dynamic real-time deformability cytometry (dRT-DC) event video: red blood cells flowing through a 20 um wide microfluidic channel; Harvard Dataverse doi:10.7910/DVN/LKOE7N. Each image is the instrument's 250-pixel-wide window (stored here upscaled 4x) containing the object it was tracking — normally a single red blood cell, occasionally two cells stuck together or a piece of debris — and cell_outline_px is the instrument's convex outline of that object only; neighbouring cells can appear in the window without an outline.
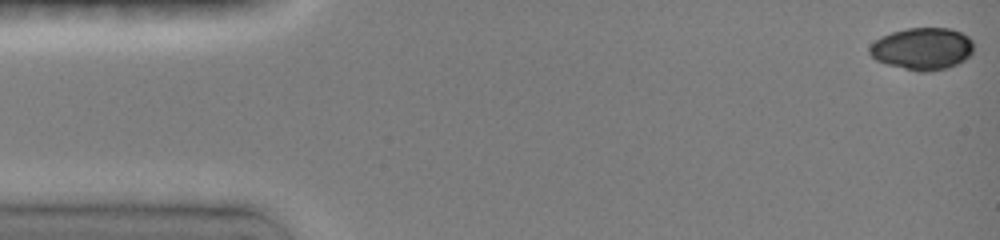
{"species": "common noctule bat (a hibernating species)", "species_latin": "Nyctalus noctula", "temperature_condition": "room temperature", "stored_images_in_passage": 48, "camera_frame_rate_fps": 3000, "um_per_image_px": 0.085, "animal": {"sex": "female", "body_mass_g": 19.0, "forearm_length_mm": 51.5}, "frame": {"image": 1, "passage_image": 1, "time_ms": 0.0, "image_size_px": [1000, 240], "cell_outline_px": [[972, 52], [964, 60], [948, 68], [924, 72], [920, 72], [888, 64], [876, 60], [868, 52], [868, 48], [880, 36], [892, 32], [908, 28], [948, 28], [960, 32], [968, 36], [972, 40]], "centroid_in_image_um": [78.39, 4.13], "position_along_channel_um": 6.6, "area_um2": 25.37}}
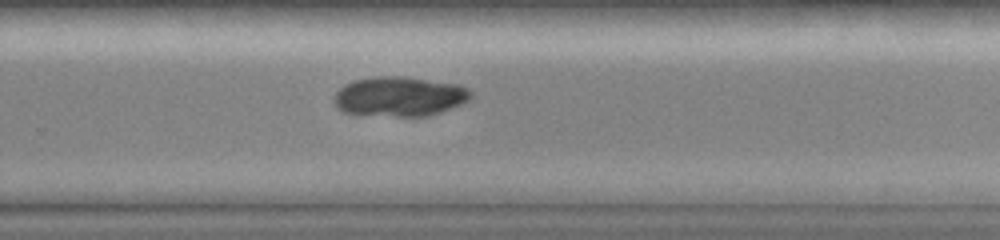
{"frame": {"image": 2, "passage_image": 32, "time_ms": 10.333, "image_size_px": [1000, 240], "cell_outline_px": [[472, 96], [468, 100], [460, 104], [440, 112], [428, 116], [396, 116], [344, 112], [336, 108], [336, 92], [344, 84], [356, 80], [372, 76], [400, 76], [456, 84], [468, 88], [472, 92]], "centroid_in_image_um": [33.97, 8.19], "position_along_channel_um": 295.8, "area_um2": 31.21}}
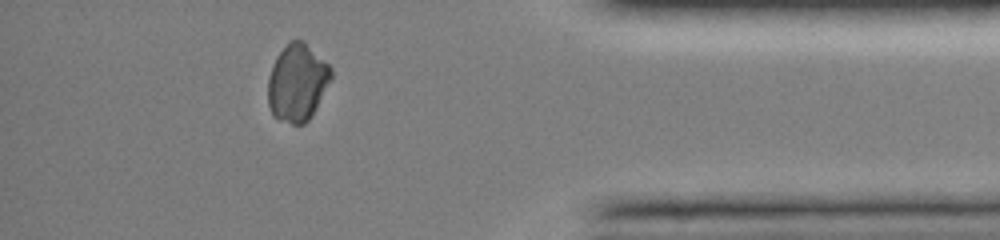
{"frame": {"image": 3, "passage_image": 42, "time_ms": 13.667, "image_size_px": [1000, 240], "cell_outline_px": [[332, 76], [312, 116], [304, 124], [292, 124], [280, 120], [272, 116], [268, 104], [268, 76], [276, 56], [288, 40], [304, 40], [332, 68]], "centroid_in_image_um": [25.25, 7.01], "position_along_channel_um": 410.0, "area_um2": 28.61}}